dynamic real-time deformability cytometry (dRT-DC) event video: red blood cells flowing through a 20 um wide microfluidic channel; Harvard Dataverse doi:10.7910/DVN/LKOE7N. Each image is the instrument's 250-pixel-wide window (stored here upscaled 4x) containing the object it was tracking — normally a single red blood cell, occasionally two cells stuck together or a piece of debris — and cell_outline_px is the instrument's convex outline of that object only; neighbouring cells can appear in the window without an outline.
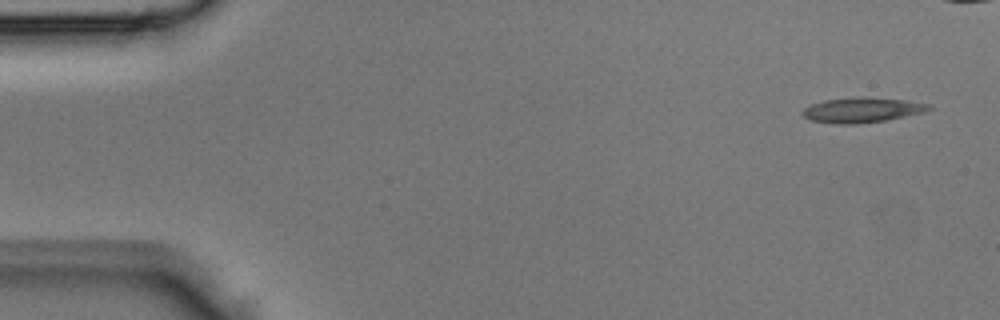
{"species": "Egyptian fruit bat (a non-hibernating species)", "species_latin": "Rousettus aegyptiacus", "temperature_condition": "room temperature", "stored_images_in_passage": 5, "camera_frame_rate_fps": 3000, "um_per_image_px": 0.085, "animal": {"sex": "male"}, "frame": {"image": 1, "passage_image": 1, "time_ms": 0.0, "image_size_px": [1000, 320], "cell_outline_px": [[932, 108], [924, 112], [888, 120], [856, 124], [832, 124], [812, 120], [804, 116], [800, 112], [804, 108], [812, 104], [824, 100], [860, 96], [904, 100], [932, 104]], "centroid_in_image_um": [73.28, 9.35], "position_along_channel_um": 11.7, "area_um2": 18.55}}
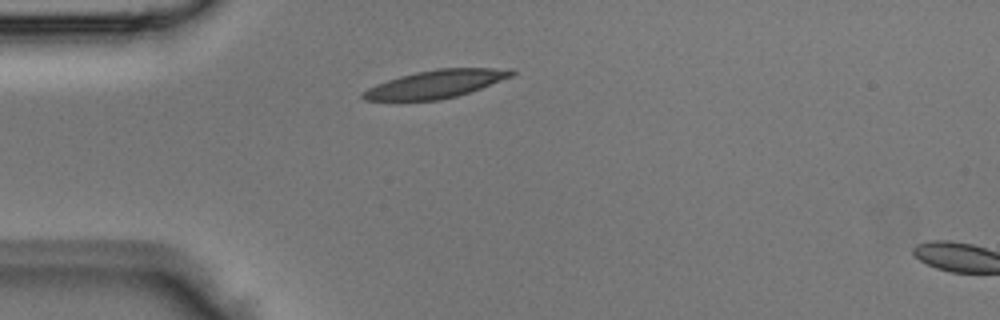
{"frame": {"image": 2, "passage_image": 5, "time_ms": 1.333, "image_size_px": [1000, 320], "cell_outline_px": [[516, 72], [512, 76], [480, 88], [456, 96], [440, 100], [364, 100], [360, 96], [368, 88], [376, 84], [400, 76], [416, 72], [436, 68], [512, 68]], "centroid_in_image_um": [37.06, 7.13], "position_along_channel_um": 47.9, "area_um2": 23.93}}